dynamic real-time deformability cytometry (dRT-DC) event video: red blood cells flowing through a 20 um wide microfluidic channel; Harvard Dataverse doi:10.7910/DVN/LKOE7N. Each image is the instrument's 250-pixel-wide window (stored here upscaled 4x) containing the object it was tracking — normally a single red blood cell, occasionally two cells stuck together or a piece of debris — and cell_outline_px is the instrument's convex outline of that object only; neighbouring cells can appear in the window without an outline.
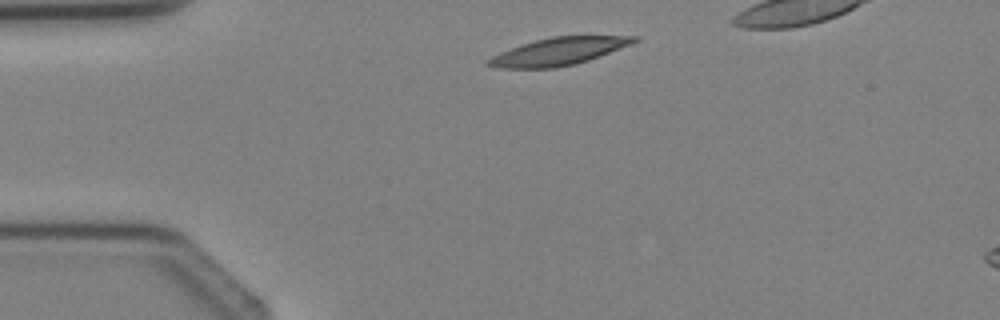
{"species": "Egyptian fruit bat (a non-hibernating species)", "species_latin": "Rousettus aegyptiacus", "temperature_condition": "cold", "stored_images_in_passage": 2, "camera_frame_rate_fps": 3000, "um_per_image_px": 0.085, "animal": {"sex": "female"}, "frame": {"image": 1, "passage_image": 2, "time_ms": 1.333, "image_size_px": [1000, 320], "cell_outline_px": [[640, 40], [632, 44], [588, 60], [576, 64], [556, 68], [500, 68], [484, 64], [492, 56], [520, 44], [552, 36], [640, 36]], "centroid_in_image_um": [47.5, 4.37], "position_along_channel_um": 37.5, "area_um2": 23.29}}